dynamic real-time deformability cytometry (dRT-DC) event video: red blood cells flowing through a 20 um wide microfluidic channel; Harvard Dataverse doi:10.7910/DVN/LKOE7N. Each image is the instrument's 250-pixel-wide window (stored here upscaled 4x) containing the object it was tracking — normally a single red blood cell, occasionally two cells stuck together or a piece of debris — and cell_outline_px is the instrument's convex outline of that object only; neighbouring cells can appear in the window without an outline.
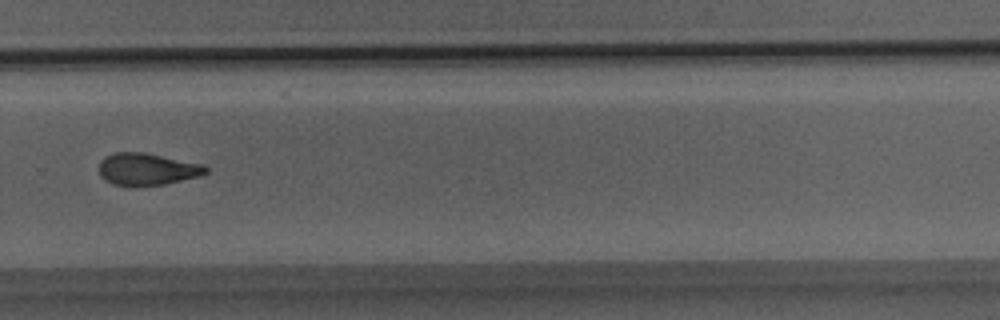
{"species": "Egyptian fruit bat (a non-hibernating species)", "species_latin": "Rousettus aegyptiacus", "temperature_condition": "room temperature", "stored_images_in_passage": 31, "camera_frame_rate_fps": 3000, "um_per_image_px": 0.085, "animal": {"sex": "male"}, "frame": {"image": 1, "passage_image": 20, "time_ms": 6.333, "image_size_px": [1000, 320], "cell_outline_px": [[208, 172], [200, 176], [164, 184], [132, 188], [112, 184], [104, 180], [100, 176], [100, 160], [116, 152], [144, 152], [204, 164], [208, 168]], "centroid_in_image_um": [12.5, 14.4], "position_along_channel_um": 317.3, "area_um2": 20.35}}
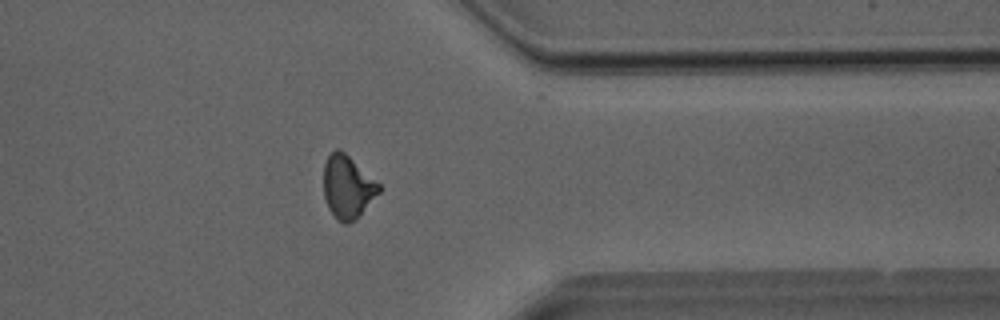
{"frame": {"image": 2, "passage_image": 24, "time_ms": 7.667, "image_size_px": [1000, 320], "cell_outline_px": [[380, 192], [356, 220], [348, 224], [344, 224], [336, 220], [328, 208], [324, 196], [324, 164], [328, 156], [336, 148], [340, 148], [380, 184]], "centroid_in_image_um": [29.54, 15.92], "position_along_channel_um": 381.9, "area_um2": 20.4}}
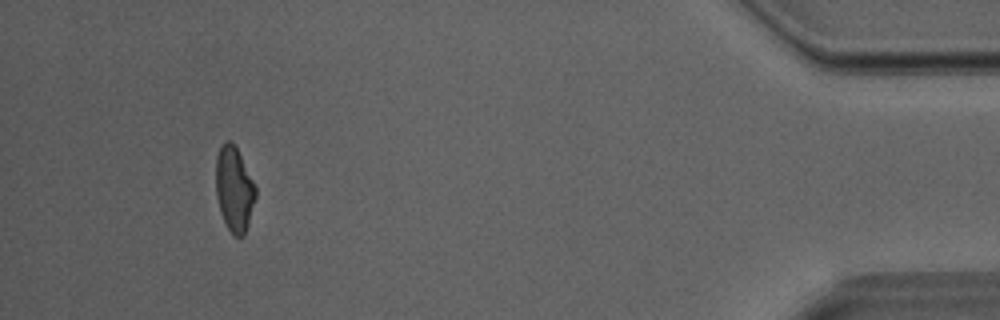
{"frame": {"image": 3, "passage_image": 29, "time_ms": 9.333, "image_size_px": [1000, 320], "cell_outline_px": [[256, 196], [244, 236], [232, 236], [220, 212], [216, 196], [216, 156], [220, 144], [224, 140], [232, 140], [256, 188]], "centroid_in_image_um": [19.88, 16.05], "position_along_channel_um": 415.3, "area_um2": 19.54}}